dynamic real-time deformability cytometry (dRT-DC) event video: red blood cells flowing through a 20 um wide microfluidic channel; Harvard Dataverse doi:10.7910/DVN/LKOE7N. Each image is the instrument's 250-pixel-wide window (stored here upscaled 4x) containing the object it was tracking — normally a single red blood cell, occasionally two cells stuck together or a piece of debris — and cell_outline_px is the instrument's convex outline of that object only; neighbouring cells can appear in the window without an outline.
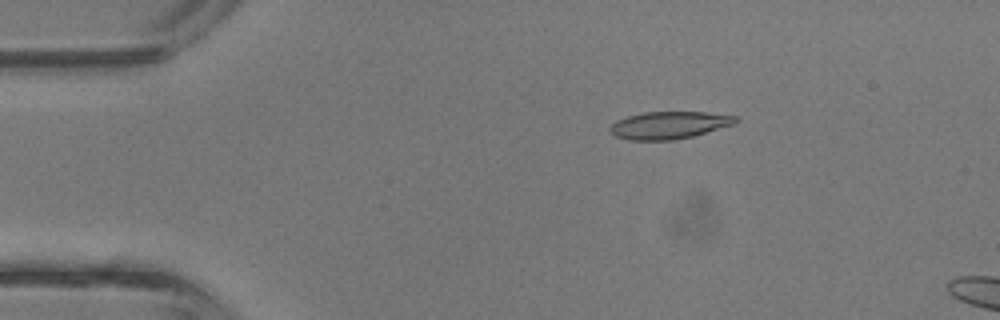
{"species": "common noctule bat (a hibernating species)", "species_latin": "Nyctalus noctula", "temperature_condition": "room temperature", "stored_images_in_passage": 7, "camera_frame_rate_fps": 3000, "um_per_image_px": 0.085, "animal": {"sex": "male", "body_mass_g": 13.3}, "frame": {"image": 1, "passage_image": 3, "time_ms": 0.667, "image_size_px": [1000, 320], "cell_outline_px": [[740, 120], [736, 124], [692, 136], [672, 140], [628, 140], [616, 136], [608, 128], [616, 120], [628, 116], [644, 112], [704, 112], [736, 116]], "centroid_in_image_um": [56.89, 10.63], "position_along_channel_um": 28.1, "area_um2": 20.0}}